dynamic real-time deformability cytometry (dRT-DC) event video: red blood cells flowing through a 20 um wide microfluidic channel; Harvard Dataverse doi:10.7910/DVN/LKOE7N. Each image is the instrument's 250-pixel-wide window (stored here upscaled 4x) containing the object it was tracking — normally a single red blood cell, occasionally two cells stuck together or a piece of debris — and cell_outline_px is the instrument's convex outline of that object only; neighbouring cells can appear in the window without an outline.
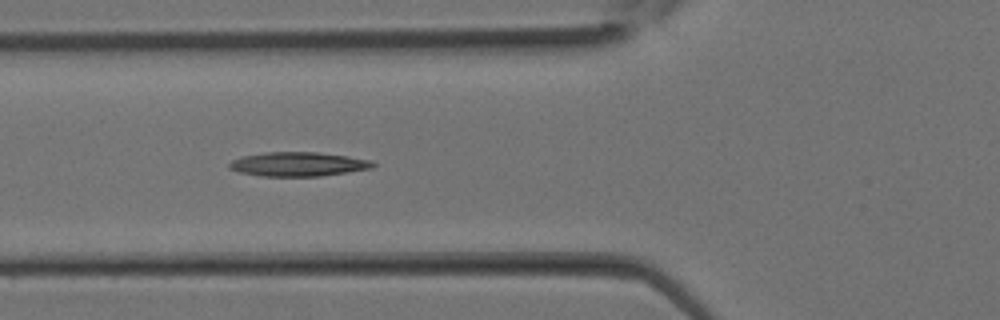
{"species": "Egyptian fruit bat (a non-hibernating species)", "species_latin": "Rousettus aegyptiacus", "temperature_condition": "room temperature", "stored_images_in_passage": 14, "camera_frame_rate_fps": 3000, "um_per_image_px": 0.085, "animal": {"sex": "female"}, "frame": {"image": 1, "passage_image": 5, "time_ms": 1.333, "image_size_px": [1000, 320], "cell_outline_px": [[376, 164], [372, 168], [348, 172], [320, 176], [260, 176], [240, 172], [228, 168], [228, 164], [232, 160], [240, 156], [264, 152], [316, 152], [348, 156], [372, 160]], "centroid_in_image_um": [25.33, 13.95], "position_along_channel_um": 100.5, "area_um2": 20.35}}
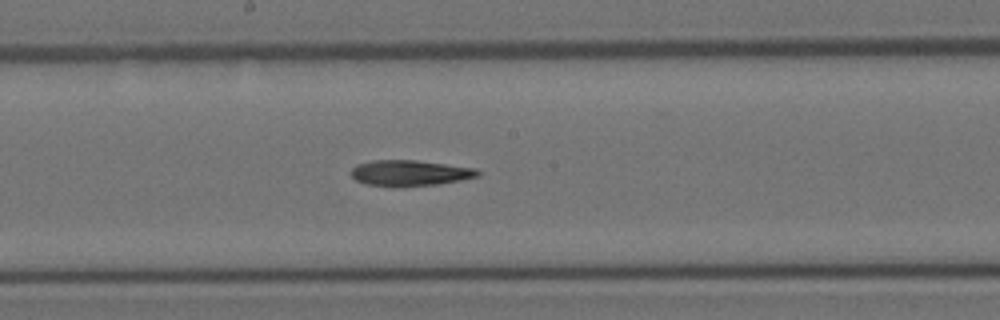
{"frame": {"image": 2, "passage_image": 10, "time_ms": 3.0, "image_size_px": [1000, 320], "cell_outline_px": [[480, 176], [460, 180], [436, 184], [404, 188], [400, 188], [368, 184], [356, 180], [352, 176], [352, 168], [356, 164], [372, 160], [416, 160], [476, 168], [480, 172]], "centroid_in_image_um": [34.84, 14.71], "position_along_channel_um": 213.4, "area_um2": 19.25}}
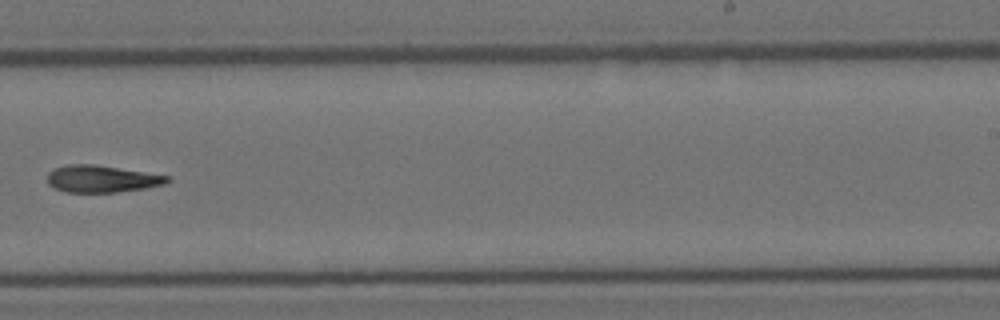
{"frame": {"image": 3, "passage_image": 13, "time_ms": 4.0, "image_size_px": [1000, 320], "cell_outline_px": [[172, 180], [164, 184], [144, 188], [116, 192], [64, 192], [48, 184], [48, 172], [52, 168], [68, 164], [92, 164], [168, 176]], "centroid_in_image_um": [8.59, 15.2], "position_along_channel_um": 280.4, "area_um2": 18.67}}